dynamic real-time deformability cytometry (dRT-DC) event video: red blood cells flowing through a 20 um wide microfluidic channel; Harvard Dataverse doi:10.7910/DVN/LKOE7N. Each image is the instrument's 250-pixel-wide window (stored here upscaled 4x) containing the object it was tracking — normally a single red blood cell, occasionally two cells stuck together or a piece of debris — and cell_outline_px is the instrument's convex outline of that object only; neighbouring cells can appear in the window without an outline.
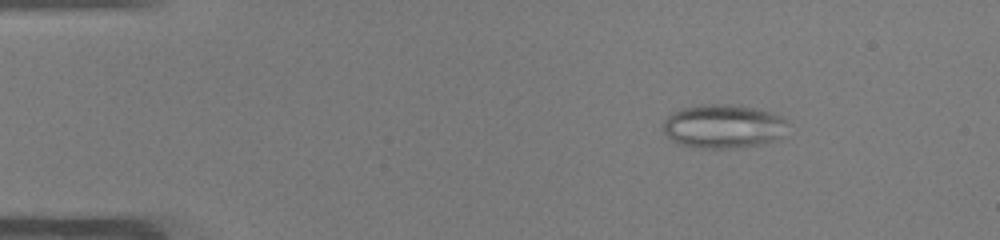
{"species": "common noctule bat (a hibernating species)", "species_latin": "Nyctalus noctula", "temperature_condition": "warm", "stored_images_in_passage": 49, "camera_frame_rate_fps": 3000, "um_per_image_px": 0.085, "animal": {"sex": "male", "body_mass_g": 19.0, "forearm_length_mm": 50.8}, "frame": {"image": 1, "passage_image": 7, "time_ms": 2.0, "image_size_px": [1000, 240], "cell_outline_px": [[784, 120], [780, 136], [776, 140], [756, 144], [732, 148], [696, 148], [676, 144], [664, 132], [664, 120], [672, 112], [680, 108], [700, 104], [740, 104], [772, 112], [780, 116]], "centroid_in_image_um": [61.39, 10.72], "position_along_channel_um": 23.6, "area_um2": 31.67}}
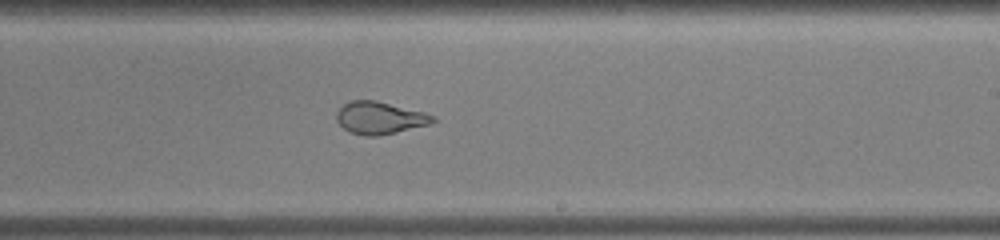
{"frame": {"image": 2, "passage_image": 30, "time_ms": 9.667, "image_size_px": [1000, 240], "cell_outline_px": [[436, 120], [428, 124], [380, 136], [364, 136], [348, 132], [336, 120], [336, 112], [344, 104], [352, 100], [376, 100], [424, 112], [436, 116]], "centroid_in_image_um": [32.26, 10.02], "position_along_channel_um": 256.7, "area_um2": 18.15}}
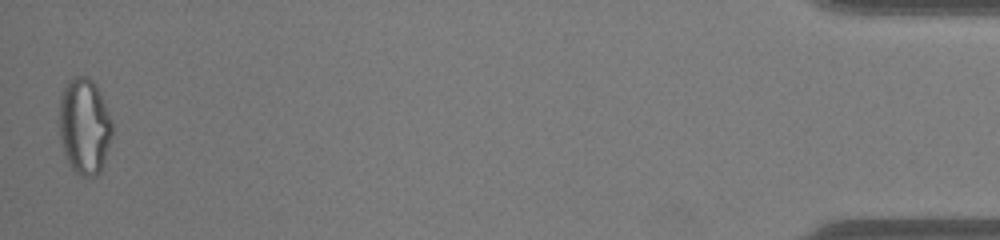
{"frame": {"image": 3, "passage_image": 49, "time_ms": 16.0, "image_size_px": [1000, 240], "cell_outline_px": [[112, 136], [100, 172], [92, 176], [84, 176], [76, 172], [68, 164], [60, 140], [60, 96], [68, 80], [76, 76], [84, 76], [92, 80], [96, 84], [112, 120]], "centroid_in_image_um": [7.17, 10.71], "position_along_channel_um": 428.0, "area_um2": 29.48}, "authors_computed_cell_mechanics": {"area_um2": 25.6054, "velocity_mm_per_s": 4.0769, "shape_relaxation_time_tau1_ms": null, "shape_relaxation_time_tau2_ms": 0.976, "deformation_change_tau1": null, "deformation_change_tau2": 0.088}}